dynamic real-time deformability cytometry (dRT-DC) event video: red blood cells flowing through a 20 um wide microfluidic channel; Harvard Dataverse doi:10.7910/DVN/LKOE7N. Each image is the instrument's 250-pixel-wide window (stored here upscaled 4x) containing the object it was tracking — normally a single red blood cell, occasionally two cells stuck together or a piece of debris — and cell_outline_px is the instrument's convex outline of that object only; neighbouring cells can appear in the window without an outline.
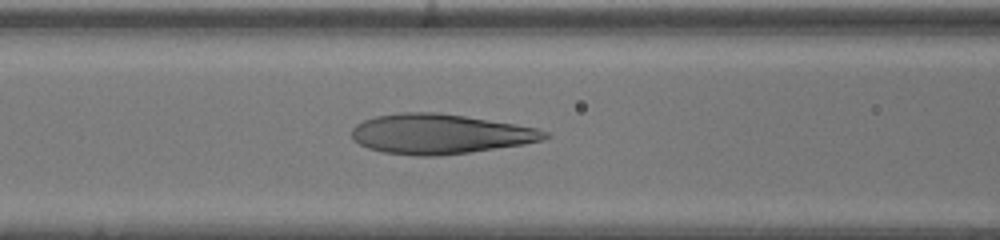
{"species": "human", "species_latin": "Homo sapiens", "temperature_condition": "warm", "stored_images_in_passage": 38, "camera_frame_rate_fps": 3000, "um_per_image_px": 0.085, "donor": {"sex": "male"}, "frame": {"image": 1, "passage_image": 14, "time_ms": 4.333, "image_size_px": [1000, 240], "cell_outline_px": [[552, 136], [540, 140], [524, 144], [468, 152], [436, 156], [416, 156], [384, 152], [368, 148], [352, 140], [352, 128], [356, 124], [364, 120], [376, 116], [400, 112], [436, 112], [464, 116], [536, 128], [548, 132]], "centroid_in_image_um": [37.35, 11.39], "position_along_channel_um": 129.2, "area_um2": 44.51}}
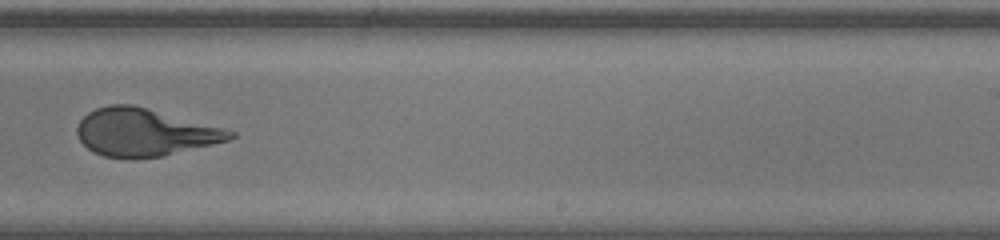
{"frame": {"image": 2, "passage_image": 24, "time_ms": 7.667, "image_size_px": [1000, 240], "cell_outline_px": [[236, 136], [228, 140], [212, 144], [160, 156], [128, 160], [104, 156], [92, 152], [80, 140], [76, 132], [76, 128], [80, 120], [88, 112], [96, 108], [108, 104], [132, 104], [224, 128], [236, 132]], "centroid_in_image_um": [12.23, 11.25], "position_along_channel_um": 276.8, "area_um2": 42.37}}
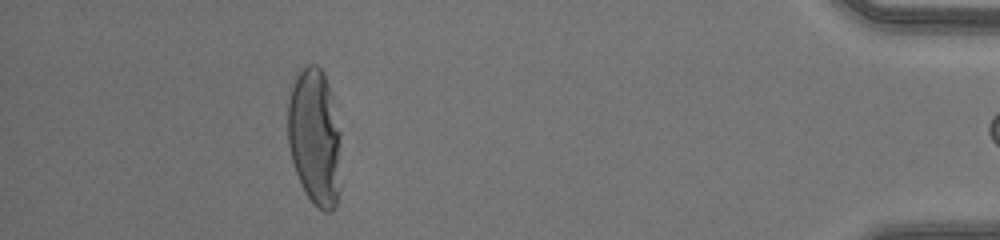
{"frame": {"image": 3, "passage_image": 37, "time_ms": 12.0, "image_size_px": [1000, 240], "cell_outline_px": [[340, 188], [336, 204], [332, 212], [324, 212], [304, 192], [300, 184], [292, 160], [288, 144], [288, 104], [296, 72], [308, 64], [316, 64], [324, 72], [332, 96], [340, 132]], "centroid_in_image_um": [26.76, 11.65], "position_along_channel_um": 408.4, "area_um2": 42.83}}